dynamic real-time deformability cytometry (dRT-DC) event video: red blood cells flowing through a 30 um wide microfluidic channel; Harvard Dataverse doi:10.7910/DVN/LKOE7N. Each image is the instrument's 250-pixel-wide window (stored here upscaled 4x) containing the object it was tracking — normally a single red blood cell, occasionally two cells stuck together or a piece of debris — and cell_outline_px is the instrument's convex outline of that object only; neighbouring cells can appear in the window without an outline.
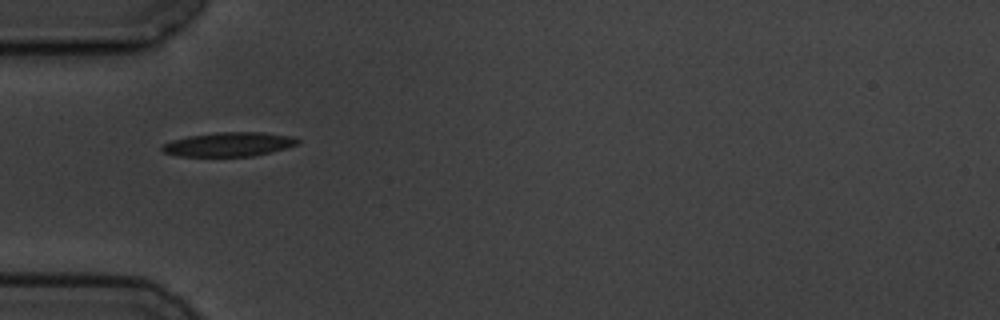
{"species": "common noctule bat (a hibernating species)", "species_latin": "Nyctalus noctula", "temperature_condition": "cold", "stored_images_in_passage": 1, "camera_frame_rate_fps": 3000, "um_per_image_px": 0.085, "animal": {"sex": "male", "body_mass_g": 19.5, "forearm_length_mm": 54.6}, "frame": {"image": 1, "passage_image": 1, "time_ms": 0.0, "image_size_px": [1000, 320], "cell_outline_px": [[300, 144], [252, 156], [176, 156], [164, 152], [160, 148], [164, 144], [172, 140], [188, 136], [216, 132], [264, 132], [292, 136], [300, 140]], "centroid_in_image_um": [19.45, 12.26], "position_along_channel_um": 65.5, "area_um2": 19.02}}